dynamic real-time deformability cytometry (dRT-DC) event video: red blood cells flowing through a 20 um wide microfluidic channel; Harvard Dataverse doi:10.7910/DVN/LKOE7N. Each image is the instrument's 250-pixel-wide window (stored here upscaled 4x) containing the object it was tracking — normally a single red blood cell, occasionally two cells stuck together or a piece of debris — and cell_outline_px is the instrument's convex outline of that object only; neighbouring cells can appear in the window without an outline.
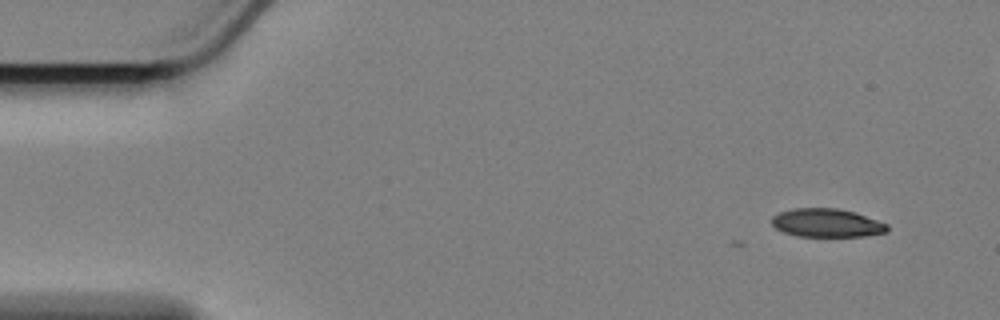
{"species": "Egyptian fruit bat (a non-hibernating species)", "species_latin": "Rousettus aegyptiacus", "temperature_condition": "cold", "stored_images_in_passage": 3, "camera_frame_rate_fps": 3000, "um_per_image_px": 0.085, "animal": {"sex": "female"}, "frame": {"image": 1, "passage_image": 1, "time_ms": 0.0, "image_size_px": [1000, 320], "cell_outline_px": [[888, 232], [864, 236], [796, 236], [784, 232], [776, 228], [772, 224], [772, 216], [780, 212], [792, 208], [836, 208], [856, 212], [888, 224]], "centroid_in_image_um": [70.29, 18.94], "position_along_channel_um": 14.7, "area_um2": 19.19}}